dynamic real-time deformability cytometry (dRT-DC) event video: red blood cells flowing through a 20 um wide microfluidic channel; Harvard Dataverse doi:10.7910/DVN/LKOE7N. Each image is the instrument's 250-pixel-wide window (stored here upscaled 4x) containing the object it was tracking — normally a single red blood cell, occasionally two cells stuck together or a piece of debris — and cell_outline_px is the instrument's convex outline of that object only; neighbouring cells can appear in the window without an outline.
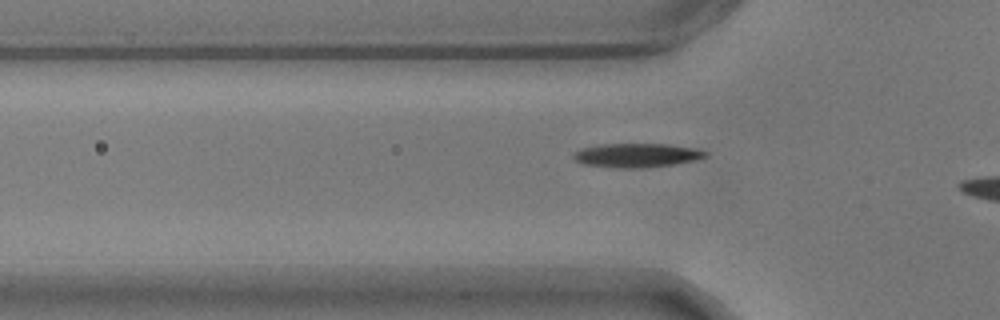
{"species": "common noctule bat (a hibernating species)", "species_latin": "Nyctalus noctula", "temperature_condition": "warm", "stored_images_in_passage": 26, "camera_frame_rate_fps": 3000, "um_per_image_px": 0.085, "animal": {"sex": "male", "body_mass_g": 17.9}, "frame": {"image": 1, "passage_image": 5, "time_ms": 1.333, "image_size_px": [1000, 320], "cell_outline_px": [[708, 156], [692, 160], [672, 164], [636, 168], [624, 168], [580, 164], [572, 156], [576, 152], [584, 148], [600, 144], [668, 144], [700, 148], [708, 152]], "centroid_in_image_um": [54.16, 13.19], "position_along_channel_um": 71.6, "area_um2": 18.26}}
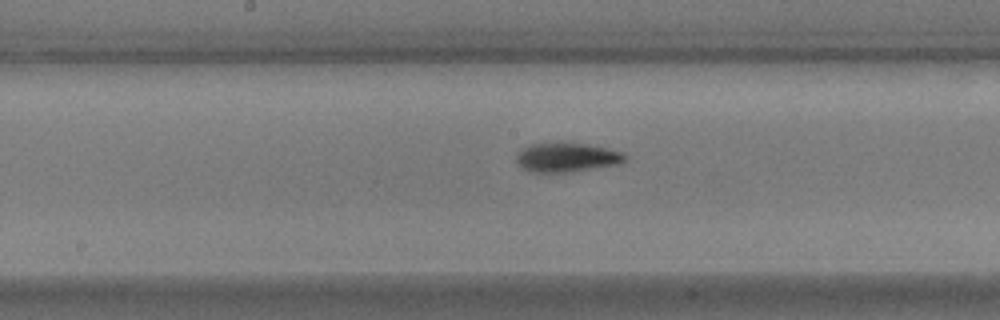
{"frame": {"image": 2, "passage_image": 16, "time_ms": 5.0, "image_size_px": [1000, 320], "cell_outline_px": [[628, 156], [624, 160], [616, 164], [564, 172], [532, 172], [516, 164], [516, 156], [528, 144], [556, 140], [564, 140], [588, 144], [624, 152]], "centroid_in_image_um": [48.13, 13.31], "position_along_channel_um": 200.1, "area_um2": 18.84}}
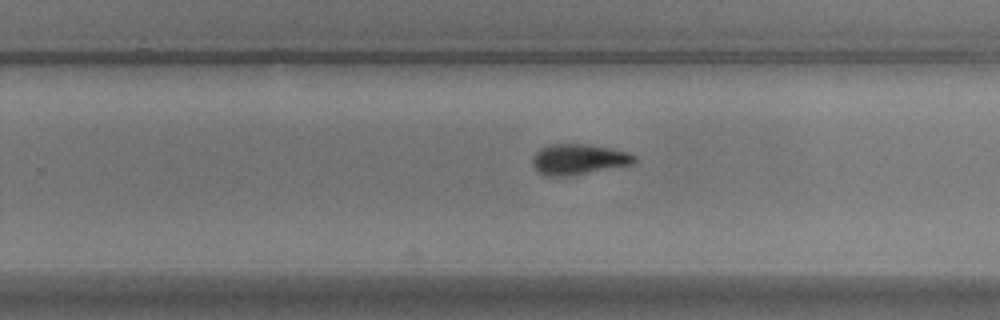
{"frame": {"image": 3, "passage_image": 23, "time_ms": 7.333, "image_size_px": [1000, 320], "cell_outline_px": [[636, 160], [632, 164], [572, 176], [548, 176], [540, 172], [532, 164], [532, 160], [536, 152], [540, 148], [548, 144], [588, 144], [612, 148], [628, 152], [636, 156]], "centroid_in_image_um": [49.19, 13.53], "position_along_channel_um": 280.6, "area_um2": 18.21}}